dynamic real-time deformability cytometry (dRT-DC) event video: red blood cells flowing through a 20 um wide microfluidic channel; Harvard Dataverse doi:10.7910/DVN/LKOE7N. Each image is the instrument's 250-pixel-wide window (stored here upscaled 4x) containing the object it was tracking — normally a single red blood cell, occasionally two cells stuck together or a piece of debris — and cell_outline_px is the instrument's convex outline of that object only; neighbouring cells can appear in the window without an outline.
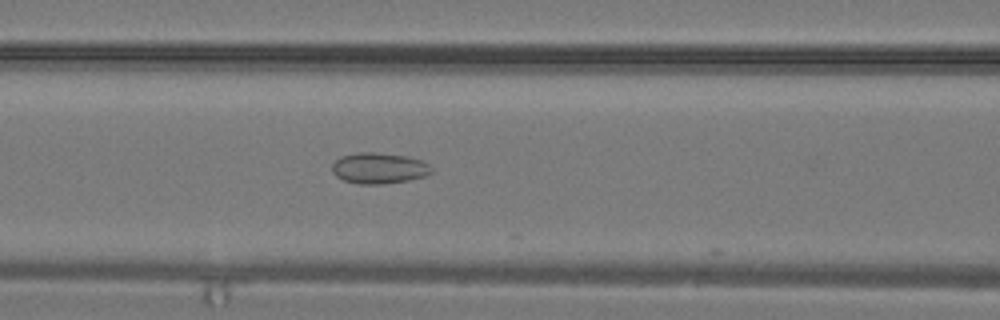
{"species": "common noctule bat (a hibernating species)", "species_latin": "Nyctalus noctula", "temperature_condition": "warm", "stored_images_in_passage": 19, "camera_frame_rate_fps": 3000, "um_per_image_px": 0.085, "animal": {"sex": "male", "body_mass_g": 19.2, "forearm_length_mm": 51.8}, "frame": {"image": 1, "passage_image": 13, "time_ms": 4.0, "image_size_px": [1000, 320], "cell_outline_px": [[432, 172], [428, 176], [408, 180], [380, 184], [360, 184], [344, 180], [336, 176], [332, 172], [332, 164], [340, 156], [360, 152], [372, 152], [404, 156], [420, 160], [428, 164], [432, 168]], "centroid_in_image_um": [32.21, 14.3], "position_along_channel_um": 134.4, "area_um2": 17.8}}
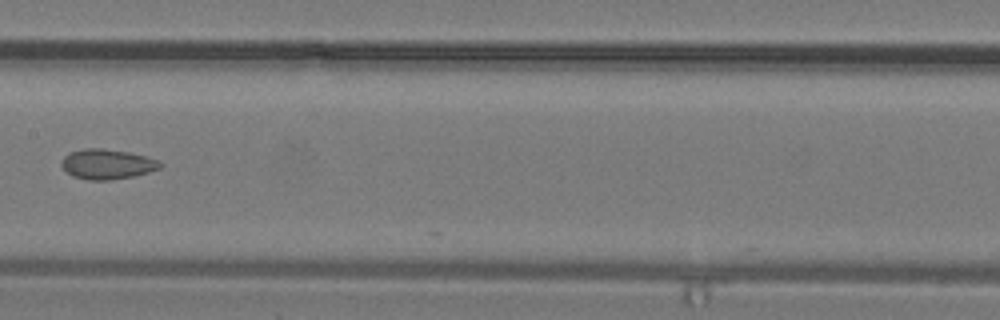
{"frame": {"image": 2, "passage_image": 16, "time_ms": 5.0, "image_size_px": [1000, 320], "cell_outline_px": [[164, 164], [160, 168], [148, 172], [132, 176], [108, 180], [88, 180], [72, 176], [60, 164], [64, 156], [68, 152], [84, 148], [104, 148], [128, 152], [148, 156]], "centroid_in_image_um": [9.09, 13.94], "position_along_channel_um": 198.3, "area_um2": 17.28}}
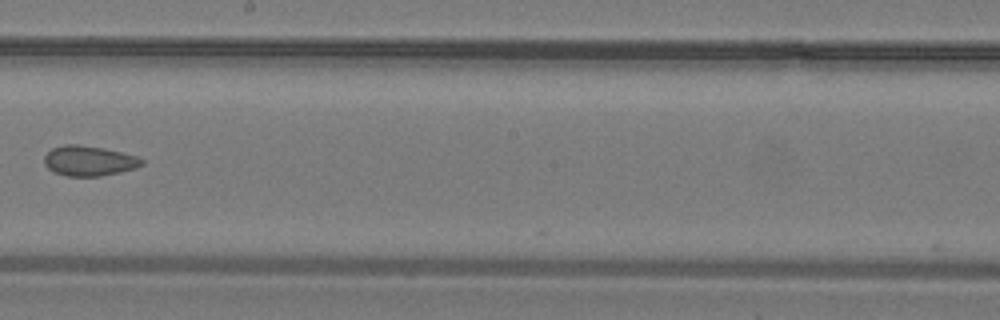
{"frame": {"image": 3, "passage_image": 18, "time_ms": 5.667, "image_size_px": [1000, 320], "cell_outline_px": [[144, 164], [136, 168], [120, 172], [100, 176], [64, 176], [52, 172], [44, 164], [44, 156], [52, 148], [64, 144], [80, 144], [104, 148], [136, 156], [144, 160]], "centroid_in_image_um": [7.54, 13.67], "position_along_channel_um": 240.7, "area_um2": 17.28}}